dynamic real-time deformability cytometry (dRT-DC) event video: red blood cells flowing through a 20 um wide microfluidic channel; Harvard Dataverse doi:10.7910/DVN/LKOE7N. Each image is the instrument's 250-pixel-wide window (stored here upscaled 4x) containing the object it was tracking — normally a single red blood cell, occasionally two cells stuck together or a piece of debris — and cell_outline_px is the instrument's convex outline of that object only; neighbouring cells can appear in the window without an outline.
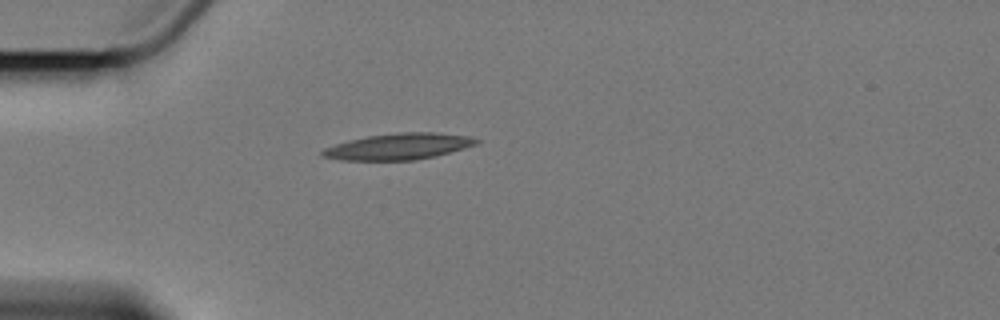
{"species": "Egyptian fruit bat (a non-hibernating species)", "species_latin": "Rousettus aegyptiacus", "temperature_condition": "cold", "stored_images_in_passage": 1, "camera_frame_rate_fps": 3000, "um_per_image_px": 0.085, "animal": {"sex": "female"}, "frame": {"image": 1, "passage_image": 1, "time_ms": 0.0, "image_size_px": [1000, 320], "cell_outline_px": [[480, 140], [476, 144], [464, 148], [436, 156], [416, 160], [340, 160], [320, 156], [320, 152], [324, 148], [336, 144], [368, 136], [400, 132], [436, 132], [472, 136]], "centroid_in_image_um": [33.91, 12.45], "position_along_channel_um": 51.1, "area_um2": 23.52}}